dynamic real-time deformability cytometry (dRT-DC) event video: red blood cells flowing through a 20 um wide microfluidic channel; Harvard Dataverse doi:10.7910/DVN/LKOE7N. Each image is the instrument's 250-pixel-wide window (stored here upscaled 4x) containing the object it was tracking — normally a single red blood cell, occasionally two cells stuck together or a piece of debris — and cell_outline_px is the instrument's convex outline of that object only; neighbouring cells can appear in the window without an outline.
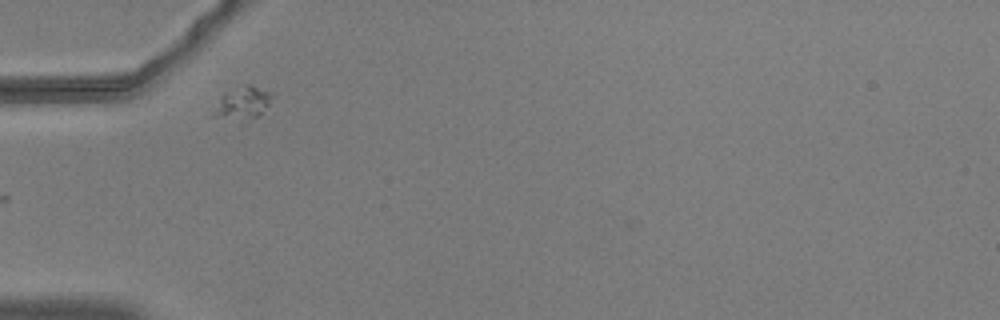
{"species": "common noctule bat (a hibernating species)", "species_latin": "Nyctalus noctula", "temperature_condition": "warm", "stored_images_in_passage": 5, "camera_frame_rate_fps": 3000, "um_per_image_px": 0.085, "animal": {"sex": "male", "body_mass_g": 20.5, "forearm_length_mm": 52.5}, "frame": {"image": 1, "passage_image": 1, "time_ms": 0.0, "image_size_px": [1000, 320], "cell_outline_px": [[276, 96], [256, 116], [212, 116], [220, 96], [244, 84], [248, 84], [276, 92]], "centroid_in_image_um": [20.72, 8.63], "position_along_channel_um": 64.3, "area_um2": 10.23}}